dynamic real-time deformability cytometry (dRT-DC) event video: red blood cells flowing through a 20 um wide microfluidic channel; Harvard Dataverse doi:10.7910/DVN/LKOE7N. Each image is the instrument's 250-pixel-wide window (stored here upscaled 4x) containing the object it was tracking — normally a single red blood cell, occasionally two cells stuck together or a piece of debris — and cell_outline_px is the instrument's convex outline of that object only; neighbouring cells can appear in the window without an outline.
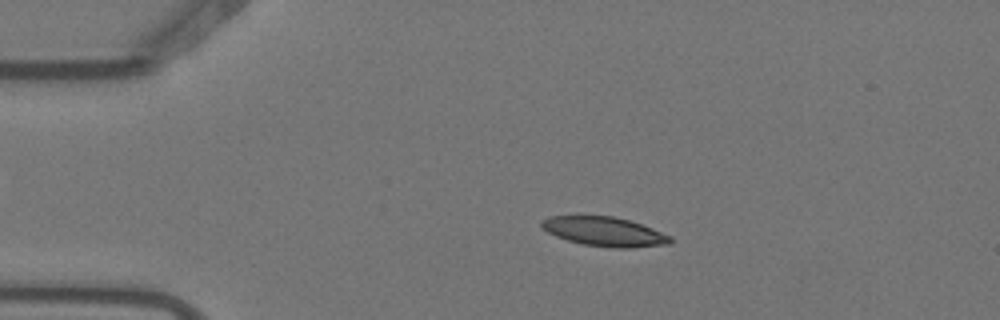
{"species": "Egyptian fruit bat (a non-hibernating species)", "species_latin": "Rousettus aegyptiacus", "temperature_condition": "warm", "stored_images_in_passage": 3, "camera_frame_rate_fps": 3000, "um_per_image_px": 0.085, "animal": {"sex": "female"}, "frame": {"image": 1, "passage_image": 2, "time_ms": 0.333, "image_size_px": [1000, 320], "cell_outline_px": [[672, 240], [668, 244], [632, 248], [612, 248], [584, 244], [568, 240], [556, 236], [548, 232], [540, 224], [540, 220], [548, 216], [612, 216], [628, 220], [652, 228], [672, 236]], "centroid_in_image_um": [51.38, 19.69], "position_along_channel_um": 33.6, "area_um2": 21.85}}